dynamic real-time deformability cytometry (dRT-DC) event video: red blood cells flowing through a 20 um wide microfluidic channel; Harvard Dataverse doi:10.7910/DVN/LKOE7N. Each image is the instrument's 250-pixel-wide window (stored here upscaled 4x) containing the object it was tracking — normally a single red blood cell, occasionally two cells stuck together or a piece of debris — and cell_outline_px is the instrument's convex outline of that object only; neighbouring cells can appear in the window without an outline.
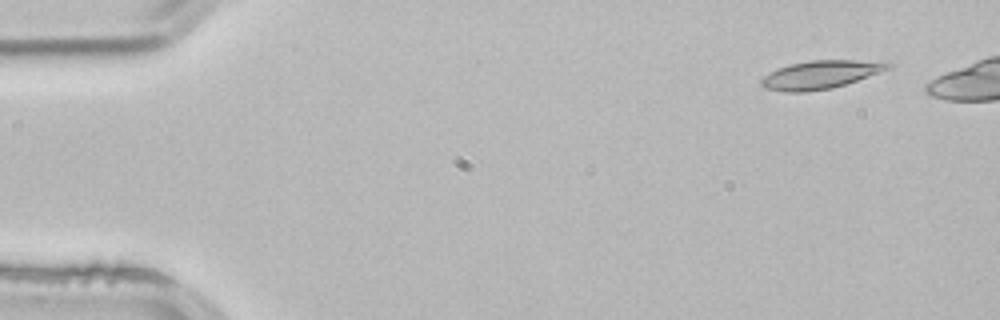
{"species": "common noctule bat (a hibernating species)", "species_latin": "Nyctalus noctula", "temperature_condition": "room temperature", "stored_images_in_passage": 3, "camera_frame_rate_fps": 3000, "um_per_image_px": 0.085, "animal": {"sex": "male", "body_mass_g": 21.5, "forearm_length_mm": 52.0}, "frame": {"image": 1, "passage_image": 1, "time_ms": 0.0, "image_size_px": [1000, 320], "cell_outline_px": [[892, 68], [832, 88], [804, 92], [788, 92], [764, 88], [760, 84], [760, 80], [764, 76], [776, 68], [792, 64], [812, 60], [888, 60], [892, 64]], "centroid_in_image_um": [69.79, 6.33], "position_along_channel_um": 15.2, "area_um2": 20.92}}